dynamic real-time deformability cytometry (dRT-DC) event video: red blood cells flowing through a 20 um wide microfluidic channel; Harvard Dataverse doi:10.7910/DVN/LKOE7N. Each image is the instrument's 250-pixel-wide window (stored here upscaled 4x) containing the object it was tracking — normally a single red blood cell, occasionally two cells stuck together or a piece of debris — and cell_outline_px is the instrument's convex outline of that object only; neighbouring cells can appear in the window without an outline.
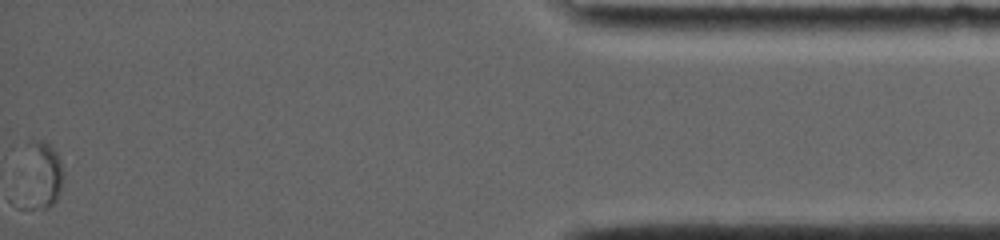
{"species": "common noctule bat (a hibernating species)", "species_latin": "Nyctalus noctula", "temperature_condition": "room temperature", "stored_images_in_passage": 96, "segment_of_instrument_passage": [2, 2], "camera_frame_rate_fps": 4000, "um_per_image_px": 0.085, "animal": {"sex": "female", "body_mass_g": 19.0, "forearm_length_mm": 56.7}, "frame": {"image": 1, "passage_image": 95, "time_ms": 14.75, "image_size_px": [1000, 240], "cell_outline_px": [[60, 188], [56, 200], [48, 208], [44, 208], [40, 204], [28, 144], [28, 140], [32, 136], [44, 140], [56, 152], [60, 160]], "centroid_in_image_um": [3.85, 14.51], "position_along_channel_um": 431.4, "area_um2": 11.33}}